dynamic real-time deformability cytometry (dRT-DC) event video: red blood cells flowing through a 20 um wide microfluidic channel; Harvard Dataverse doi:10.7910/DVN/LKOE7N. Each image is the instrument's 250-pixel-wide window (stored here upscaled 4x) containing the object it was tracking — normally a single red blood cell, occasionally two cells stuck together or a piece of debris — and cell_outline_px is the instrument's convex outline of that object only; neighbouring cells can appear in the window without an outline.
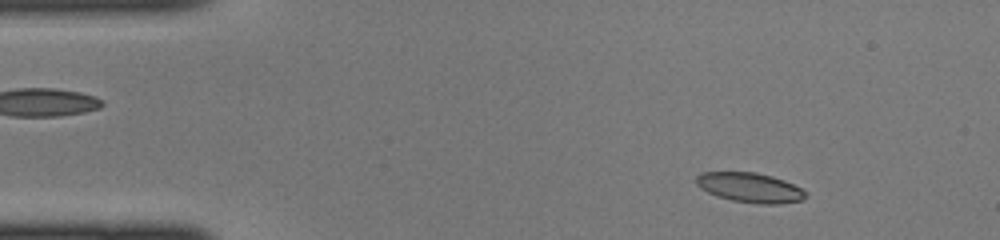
{"species": "common noctule bat (a hibernating species)", "species_latin": "Nyctalus noctula", "temperature_condition": "cold", "stored_images_in_passage": 44, "camera_frame_rate_fps": 3000, "um_per_image_px": 0.085, "animal": {"sex": "female", "body_mass_g": 22.0, "forearm_length_mm": 56.7}, "frame": {"image": 1, "passage_image": 5, "time_ms": 1.333, "image_size_px": [1000, 240], "cell_outline_px": [[808, 196], [804, 200], [780, 204], [760, 204], [732, 200], [716, 196], [700, 188], [696, 184], [696, 176], [700, 172], [756, 172], [772, 176], [784, 180], [800, 188]], "centroid_in_image_um": [63.74, 15.94], "position_along_channel_um": 21.3, "area_um2": 19.02}}
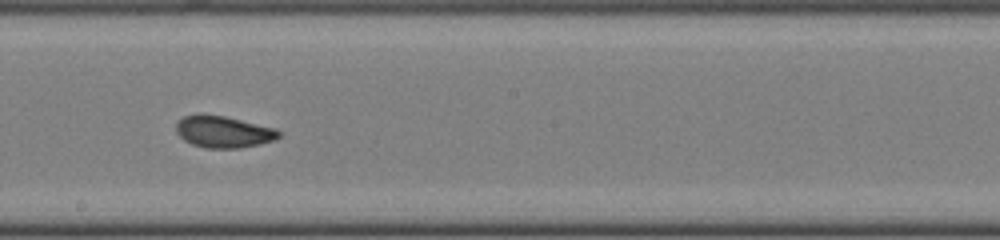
{"frame": {"image": 2, "passage_image": 24, "time_ms": 7.667, "image_size_px": [1000, 240], "cell_outline_px": [[280, 136], [272, 140], [260, 144], [240, 148], [204, 148], [192, 144], [184, 140], [176, 132], [176, 124], [184, 116], [196, 112], [204, 112], [224, 116], [276, 128], [280, 132]], "centroid_in_image_um": [18.95, 11.18], "position_along_channel_um": 229.3, "area_um2": 19.25}}
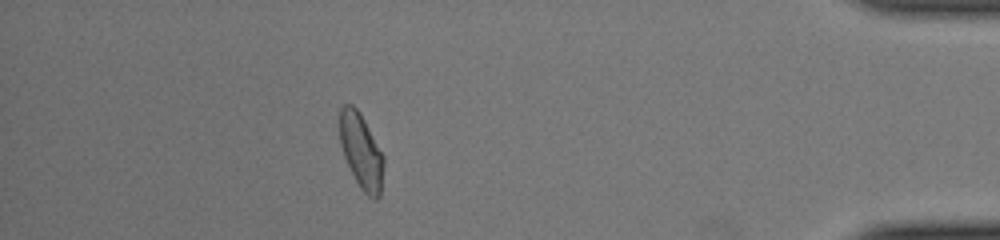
{"frame": {"image": 3, "passage_image": 39, "time_ms": 12.667, "image_size_px": [1000, 240], "cell_outline_px": [[384, 164], [380, 196], [376, 200], [368, 196], [360, 188], [344, 156], [340, 144], [336, 124], [340, 108], [344, 104], [352, 104], [360, 112], [384, 156]], "centroid_in_image_um": [30.66, 12.79], "position_along_channel_um": 404.5, "area_um2": 19.65}}